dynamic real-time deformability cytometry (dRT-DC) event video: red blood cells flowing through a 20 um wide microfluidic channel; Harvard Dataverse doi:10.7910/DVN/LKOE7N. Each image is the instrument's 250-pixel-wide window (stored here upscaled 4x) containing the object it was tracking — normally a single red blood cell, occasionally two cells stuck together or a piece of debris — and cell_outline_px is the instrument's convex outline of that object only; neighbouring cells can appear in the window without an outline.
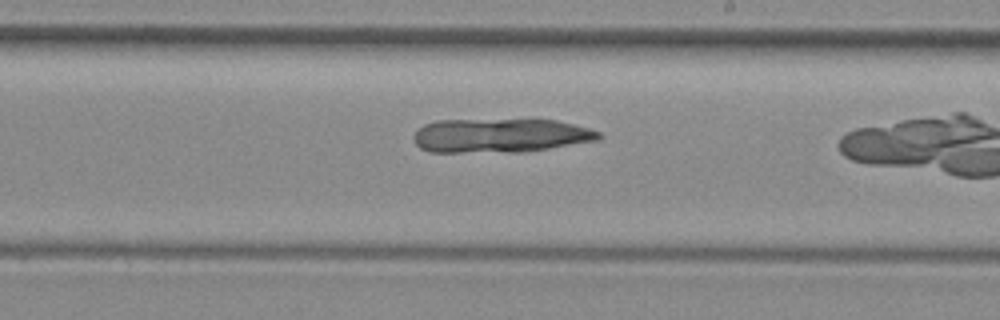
{"species": "common noctule bat (a hibernating species)", "species_latin": "Nyctalus noctula", "temperature_condition": "room temperature", "stored_images_in_passage": 35, "camera_frame_rate_fps": 3000, "um_per_image_px": 0.085, "animal": {"sex": "female", "body_mass_g": 29.2, "forearm_length_mm": 56.3}, "frame": {"image": 1, "passage_image": 25, "time_ms": 8.0, "image_size_px": [1000, 320], "cell_outline_px": [[600, 140], [524, 152], [428, 152], [420, 148], [416, 144], [412, 136], [424, 124], [436, 120], [556, 120], [588, 128], [600, 132]], "centroid_in_image_um": [42.5, 11.53], "position_along_channel_um": 246.5, "area_um2": 36.7}}